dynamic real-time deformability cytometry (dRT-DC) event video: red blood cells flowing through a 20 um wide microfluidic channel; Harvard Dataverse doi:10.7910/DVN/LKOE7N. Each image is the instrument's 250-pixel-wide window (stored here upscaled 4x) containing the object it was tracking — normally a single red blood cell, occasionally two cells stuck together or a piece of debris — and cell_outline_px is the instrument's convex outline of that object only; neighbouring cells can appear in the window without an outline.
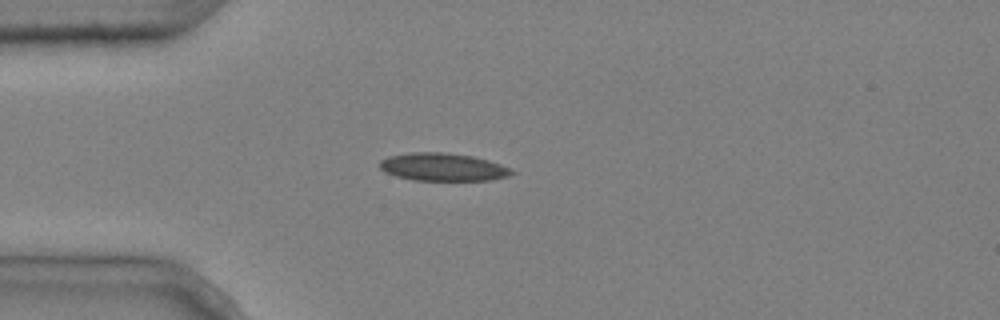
{"species": "common noctule bat (a hibernating species)", "species_latin": "Nyctalus noctula", "temperature_condition": "cold", "stored_images_in_passage": 1, "camera_frame_rate_fps": 3000, "um_per_image_px": 0.085, "animal": {"sex": "male", "body_mass_g": 20.4}, "frame": {"image": 1, "passage_image": 1, "time_ms": 0.0, "image_size_px": [1000, 320], "cell_outline_px": [[516, 172], [508, 176], [492, 180], [412, 180], [396, 176], [384, 172], [380, 168], [380, 160], [388, 156], [412, 152], [444, 152], [472, 156], [488, 160], [512, 168]], "centroid_in_image_um": [37.65, 14.2], "position_along_channel_um": 47.3, "area_um2": 21.5}}